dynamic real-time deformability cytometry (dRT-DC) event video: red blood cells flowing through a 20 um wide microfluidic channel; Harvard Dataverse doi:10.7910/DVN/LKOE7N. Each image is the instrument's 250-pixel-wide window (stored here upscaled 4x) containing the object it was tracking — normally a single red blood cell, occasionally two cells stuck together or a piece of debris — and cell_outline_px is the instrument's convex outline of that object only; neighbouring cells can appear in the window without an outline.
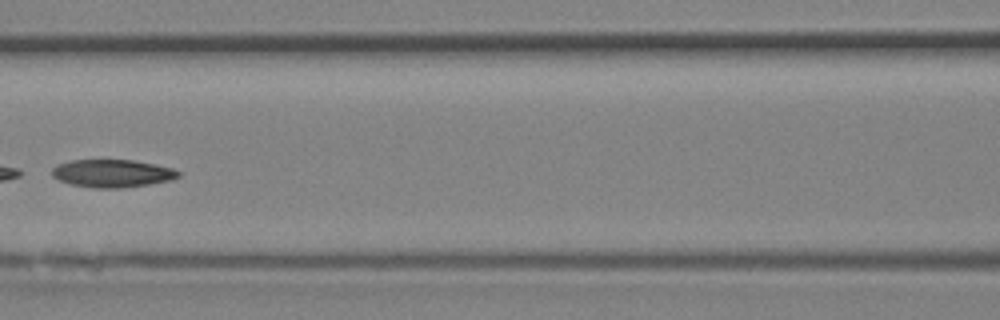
{"species": "Egyptian fruit bat (a non-hibernating species)", "species_latin": "Rousettus aegyptiacus", "temperature_condition": "room temperature", "stored_images_in_passage": 22, "camera_frame_rate_fps": 3000, "um_per_image_px": 0.085, "animal": {"sex": "female"}, "frame": {"image": 1, "passage_image": 7, "time_ms": 2.0, "image_size_px": [1000, 320], "cell_outline_px": [[180, 176], [168, 180], [148, 184], [120, 188], [96, 188], [72, 184], [60, 180], [52, 176], [52, 168], [56, 164], [68, 160], [132, 160], [156, 164], [172, 168], [180, 172]], "centroid_in_image_um": [9.51, 14.72], "position_along_channel_um": 157.1, "area_um2": 20.35}}